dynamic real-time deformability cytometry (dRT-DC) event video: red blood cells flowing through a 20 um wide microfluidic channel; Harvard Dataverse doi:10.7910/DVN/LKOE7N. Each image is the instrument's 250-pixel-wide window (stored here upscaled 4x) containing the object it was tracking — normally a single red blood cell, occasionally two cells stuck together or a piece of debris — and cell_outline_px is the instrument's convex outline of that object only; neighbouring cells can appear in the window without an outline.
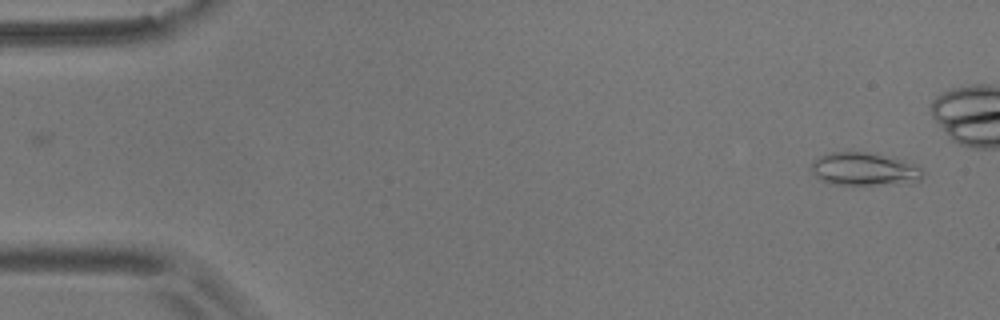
{"species": "common noctule bat (a hibernating species)", "species_latin": "Nyctalus noctula", "temperature_condition": "room temperature", "stored_images_in_passage": 55, "camera_frame_rate_fps": 3000, "um_per_image_px": 0.085, "animal": {"sex": "male", "body_mass_g": 17.9}, "frame": {"image": 1, "passage_image": 2, "time_ms": 0.333, "image_size_px": [1000, 320], "cell_outline_px": [[924, 176], [920, 180], [908, 184], [836, 184], [820, 180], [812, 172], [812, 160], [828, 152], [864, 152], [892, 156], [916, 164], [924, 172]], "centroid_in_image_um": [73.52, 14.37], "position_along_channel_um": 11.5, "area_um2": 21.68}}
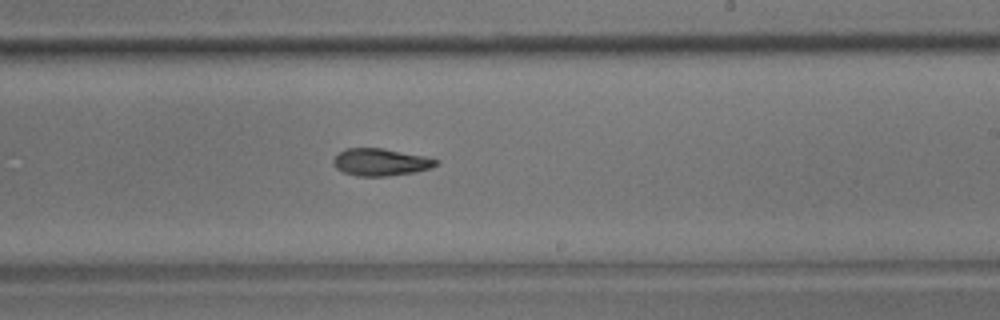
{"frame": {"image": 2, "passage_image": 32, "time_ms": 10.333, "image_size_px": [1000, 320], "cell_outline_px": [[440, 160], [432, 168], [416, 172], [388, 176], [356, 176], [344, 172], [336, 168], [332, 164], [332, 160], [344, 148], [384, 148], [424, 156]], "centroid_in_image_um": [32.35, 13.78], "position_along_channel_um": 256.7, "area_um2": 16.42}}
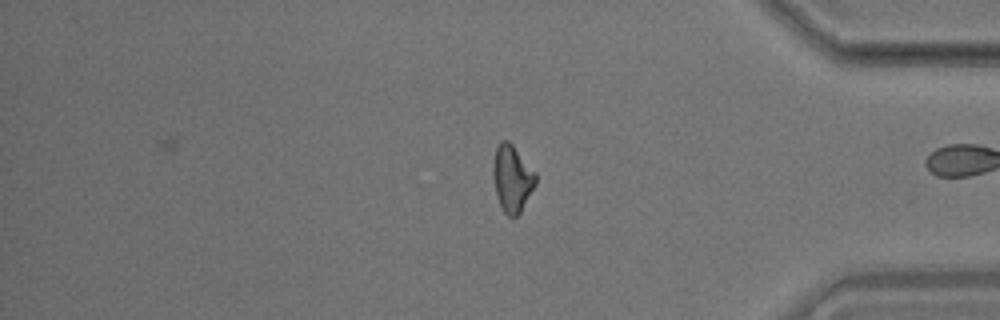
{"frame": {"image": 3, "passage_image": 45, "time_ms": 14.667, "image_size_px": [1000, 320], "cell_outline_px": [[536, 184], [520, 212], [516, 216], [508, 216], [504, 212], [496, 196], [492, 172], [492, 164], [496, 148], [500, 140], [508, 140], [512, 144], [536, 172]], "centroid_in_image_um": [43.52, 15.14], "position_along_channel_um": 391.7, "area_um2": 16.59}, "authors_computed_cell_mechanics": {"area_um2": 16.8198, "velocity_mm_per_s": 3.6457, "shape_relaxation_time_tau1_ms": 10.033, "shape_relaxation_time_tau2_ms": 10.314, "deformation_change_tau1": 0.211, "deformation_change_tau2": 0.1826}}